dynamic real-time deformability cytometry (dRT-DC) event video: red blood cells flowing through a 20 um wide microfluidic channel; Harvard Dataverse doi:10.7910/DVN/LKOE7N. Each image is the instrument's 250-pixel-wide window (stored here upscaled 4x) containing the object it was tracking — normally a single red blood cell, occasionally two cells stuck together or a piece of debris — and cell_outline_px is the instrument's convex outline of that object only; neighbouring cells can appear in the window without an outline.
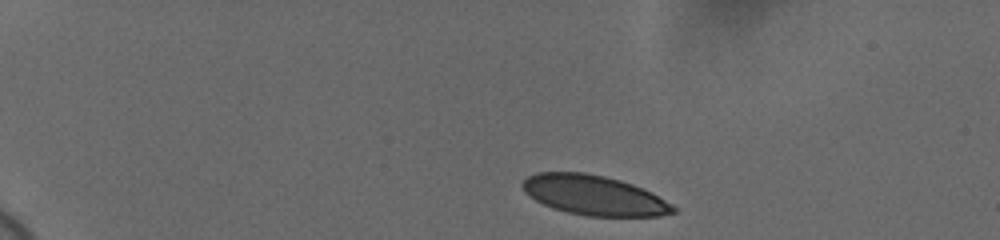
{"species": "human", "species_latin": "Homo sapiens", "temperature_condition": "cold", "stored_images_in_passage": 47, "camera_frame_rate_fps": 3000, "um_per_image_px": 0.085, "donor": {"sex": "female"}, "frame": {"image": 1, "passage_image": 1, "time_ms": 0.0, "image_size_px": [1000, 240], "cell_outline_px": [[676, 212], [660, 216], [588, 216], [568, 212], [552, 208], [536, 200], [524, 192], [520, 184], [528, 176], [536, 172], [584, 172], [604, 176], [620, 180], [632, 184], [652, 192], [672, 204], [676, 208]], "centroid_in_image_um": [50.49, 16.59], "position_along_channel_um": 34.5, "area_um2": 34.97}}
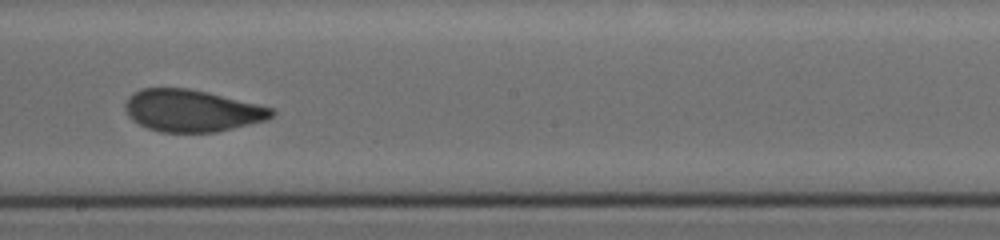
{"frame": {"image": 2, "passage_image": 25, "time_ms": 8.0, "image_size_px": [1000, 240], "cell_outline_px": [[276, 112], [268, 120], [216, 132], [160, 132], [148, 128], [132, 120], [128, 116], [124, 108], [124, 104], [128, 96], [132, 92], [140, 88], [188, 88], [208, 92], [272, 108]], "centroid_in_image_um": [16.27, 9.4], "position_along_channel_um": 231.9, "area_um2": 35.95}}
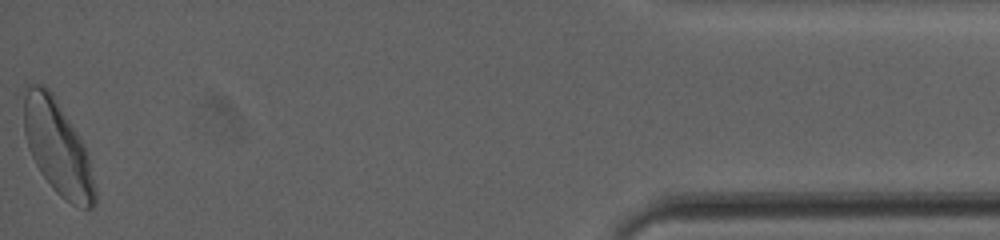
{"frame": {"image": 3, "passage_image": 47, "time_ms": 15.333, "image_size_px": [1000, 240], "cell_outline_px": [[96, 204], [92, 208], [80, 208], [72, 204], [60, 196], [52, 188], [40, 172], [28, 148], [24, 132], [24, 84], [44, 84], [52, 92], [80, 136], [88, 152], [96, 188]], "centroid_in_image_um": [4.91, 12.53], "position_along_channel_um": 430.3, "area_um2": 39.42}, "authors_computed_cell_mechanics": {"area_um2": 36.703, "velocity_mm_per_s": 3.6403, "shape_relaxation_time_tau1_ms": 5.705, "shape_relaxation_time_tau2_ms": null, "deformation_change_tau1": 0.1561, "deformation_change_tau2": null}}